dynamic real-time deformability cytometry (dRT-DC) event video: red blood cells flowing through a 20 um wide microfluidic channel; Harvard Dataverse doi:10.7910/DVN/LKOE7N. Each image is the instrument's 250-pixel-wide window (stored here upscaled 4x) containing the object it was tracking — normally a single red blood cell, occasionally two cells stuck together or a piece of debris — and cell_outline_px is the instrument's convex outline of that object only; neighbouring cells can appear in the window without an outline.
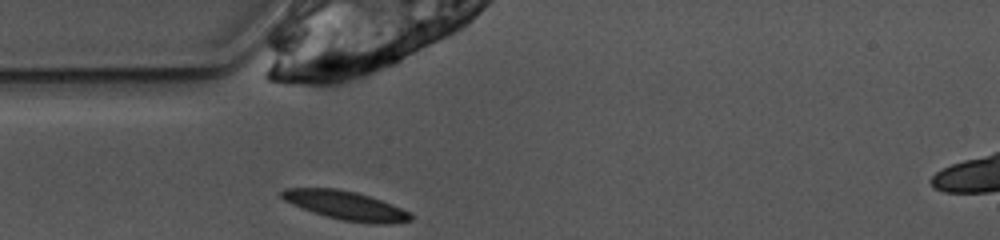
{"species": "common noctule bat (a hibernating species)", "species_latin": "Nyctalus noctula", "temperature_condition": "warm", "stored_images_in_passage": 26, "camera_frame_rate_fps": 3000, "um_per_image_px": 0.085, "animal": {"sex": "female", "body_mass_g": 10.0, "forearm_length_mm": 53.1}, "frame": {"image": 1, "passage_image": 1, "time_ms": 0.0, "image_size_px": [1000, 240], "cell_outline_px": [[416, 216], [412, 220], [388, 224], [372, 224], [344, 220], [328, 216], [292, 204], [284, 200], [280, 196], [280, 192], [284, 188], [336, 188], [356, 192], [392, 204], [412, 212]], "centroid_in_image_um": [29.46, 17.46], "position_along_channel_um": 55.5, "area_um2": 21.5}}
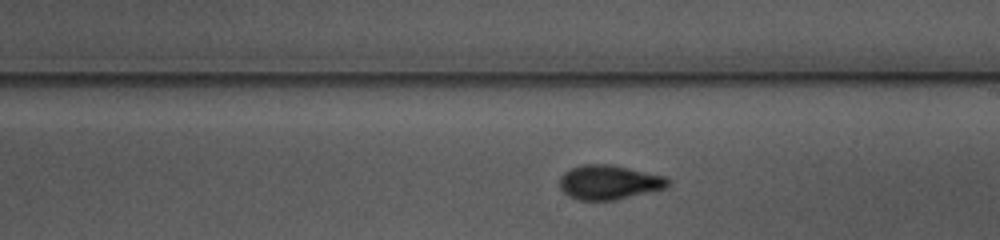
{"frame": {"image": 2, "passage_image": 15, "time_ms": 4.667, "image_size_px": [1000, 240], "cell_outline_px": [[672, 184], [668, 188], [616, 200], [576, 200], [568, 196], [560, 188], [560, 176], [564, 172], [572, 168], [584, 164], [612, 164], [664, 176], [672, 180]], "centroid_in_image_um": [51.81, 15.5], "position_along_channel_um": 237.2, "area_um2": 22.02}}
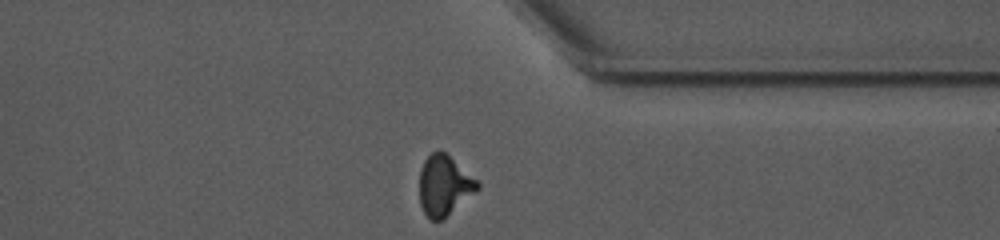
{"frame": {"image": 3, "passage_image": 26, "time_ms": 8.333, "image_size_px": [1000, 240], "cell_outline_px": [[480, 188], [440, 220], [432, 220], [424, 212], [420, 204], [420, 168], [424, 160], [432, 152], [444, 152], [476, 180], [480, 184]], "centroid_in_image_um": [37.73, 15.76], "position_along_channel_um": 373.7, "area_um2": 19.59}, "authors_computed_cell_mechanics": {"area_um2": 21.2993, "velocity_mm_per_s": 3.8944, "shape_relaxation_time_tau1_ms": 3.535, "shape_relaxation_time_tau2_ms": 1.4219, "deformation_change_tau1": 0.1718, "deformation_change_tau2": 0.0786}}